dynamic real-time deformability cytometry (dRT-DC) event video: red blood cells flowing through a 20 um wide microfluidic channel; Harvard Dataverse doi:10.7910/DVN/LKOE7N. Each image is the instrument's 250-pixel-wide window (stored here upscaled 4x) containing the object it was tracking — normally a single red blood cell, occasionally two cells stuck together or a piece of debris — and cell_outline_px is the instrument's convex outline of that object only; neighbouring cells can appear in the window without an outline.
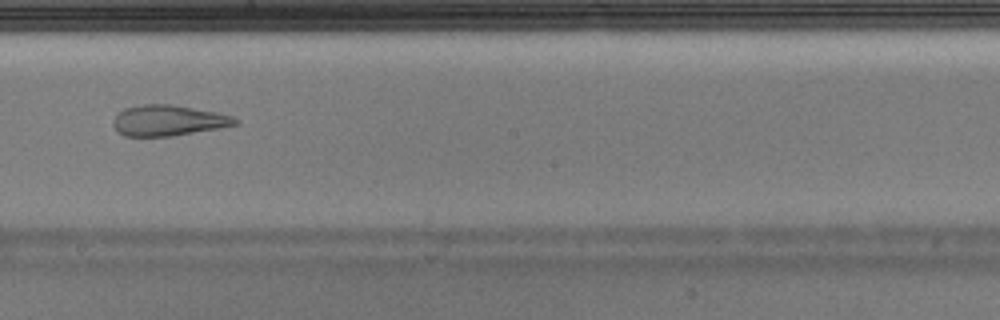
{"species": "Egyptian fruit bat (a non-hibernating species)", "species_latin": "Rousettus aegyptiacus", "temperature_condition": "warm", "stored_images_in_passage": 24, "camera_frame_rate_fps": 3000, "um_per_image_px": 0.085, "animal": {"sex": "male"}, "frame": {"image": 1, "passage_image": 11, "time_ms": 3.333, "image_size_px": [1000, 320], "cell_outline_px": [[240, 124], [172, 136], [124, 136], [112, 124], [116, 116], [124, 108], [140, 104], [172, 104], [216, 112], [232, 116], [240, 120]], "centroid_in_image_um": [14.33, 10.23], "position_along_channel_um": 233.9, "area_um2": 21.73}}